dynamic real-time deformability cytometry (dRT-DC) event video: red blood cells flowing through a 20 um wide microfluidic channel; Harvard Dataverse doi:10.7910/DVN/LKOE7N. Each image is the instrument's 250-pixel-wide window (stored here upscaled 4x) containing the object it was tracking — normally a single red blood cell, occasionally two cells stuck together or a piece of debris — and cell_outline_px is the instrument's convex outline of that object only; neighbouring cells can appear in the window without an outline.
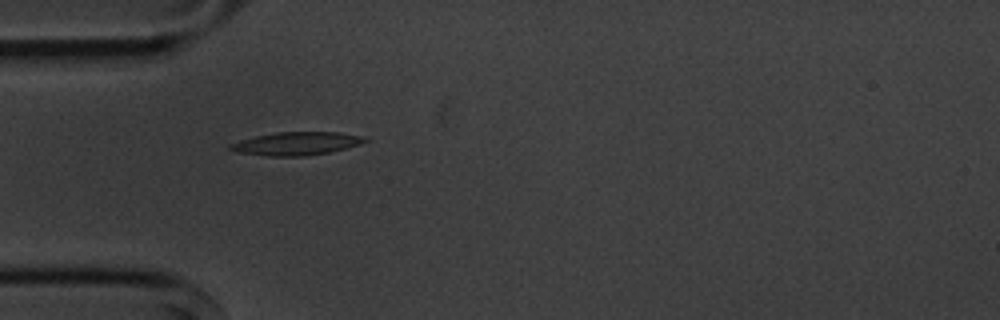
{"species": "common noctule bat (a hibernating species)", "species_latin": "Nyctalus noctula", "temperature_condition": "cold", "stored_images_in_passage": 9, "camera_frame_rate_fps": 3000, "um_per_image_px": 0.085, "animal": {"sex": "male", "body_mass_g": 20.1, "forearm_length_mm": 53.5}, "frame": {"image": 1, "passage_image": 4, "time_ms": 4.333, "image_size_px": [1000, 320], "cell_outline_px": [[372, 140], [360, 144], [328, 152], [304, 156], [268, 156], [240, 152], [228, 148], [228, 144], [240, 140], [256, 136], [276, 132], [336, 132], [364, 136]], "centroid_in_image_um": [25.22, 12.19], "position_along_channel_um": 59.8, "area_um2": 18.03}}
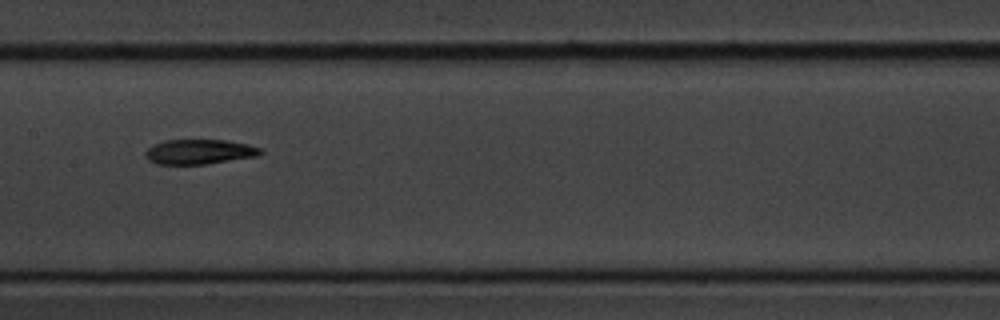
{"frame": {"image": 2, "passage_image": 7, "time_ms": 8.0, "image_size_px": [1000, 320], "cell_outline_px": [[264, 152], [260, 156], [208, 164], [156, 164], [148, 160], [144, 156], [144, 152], [148, 148], [164, 140], [228, 140], [248, 144], [260, 148]], "centroid_in_image_um": [16.98, 12.91], "position_along_channel_um": 190.4, "area_um2": 16.88}}
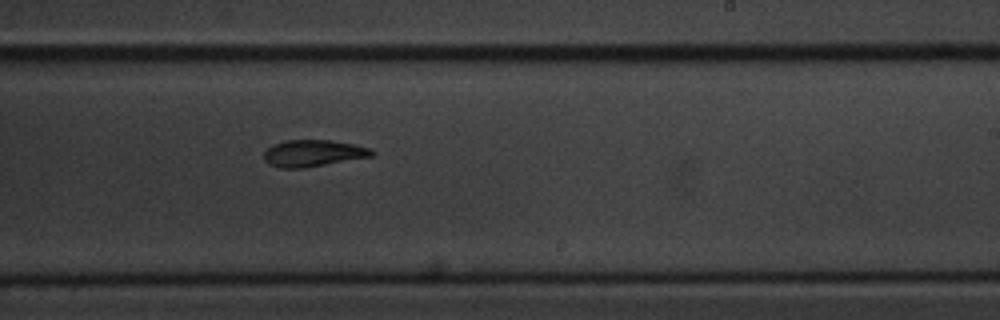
{"frame": {"image": 3, "passage_image": 9, "time_ms": 10.0, "image_size_px": [1000, 320], "cell_outline_px": [[376, 152], [372, 156], [304, 168], [280, 168], [268, 164], [264, 160], [264, 152], [272, 144], [288, 140], [332, 140], [352, 144], [368, 148]], "centroid_in_image_um": [26.58, 13.03], "position_along_channel_um": 262.4, "area_um2": 16.7}}